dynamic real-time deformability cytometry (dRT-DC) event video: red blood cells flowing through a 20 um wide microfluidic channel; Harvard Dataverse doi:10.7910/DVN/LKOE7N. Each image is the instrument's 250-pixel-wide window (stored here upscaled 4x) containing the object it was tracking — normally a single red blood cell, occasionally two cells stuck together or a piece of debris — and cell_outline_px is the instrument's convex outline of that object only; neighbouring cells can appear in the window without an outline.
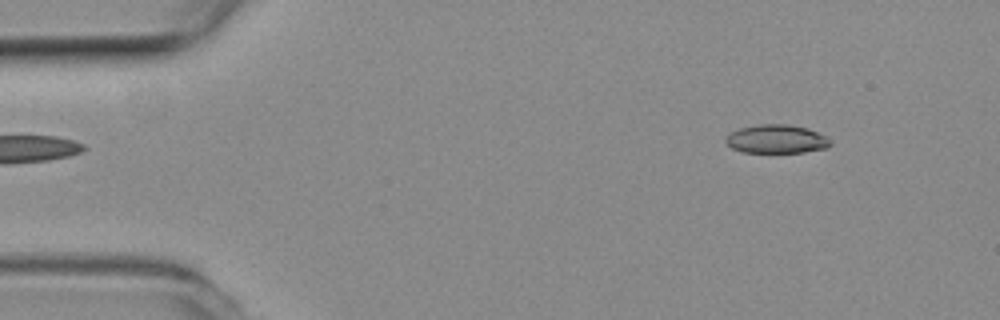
{"species": "common noctule bat (a hibernating species)", "species_latin": "Nyctalus noctula", "temperature_condition": "room temperature", "stored_images_in_passage": 48, "camera_frame_rate_fps": 3000, "um_per_image_px": 0.085, "animal": {"sex": "female", "body_mass_g": 19.3, "forearm_length_mm": 54.1}, "frame": {"image": 1, "passage_image": 1, "time_ms": 0.0, "image_size_px": [1000, 320], "cell_outline_px": [[832, 144], [828, 148], [804, 152], [744, 152], [732, 148], [724, 140], [724, 136], [740, 128], [760, 124], [784, 124], [808, 128], [824, 136]], "centroid_in_image_um": [65.98, 11.82], "position_along_channel_um": 19.0, "area_um2": 17.28}}
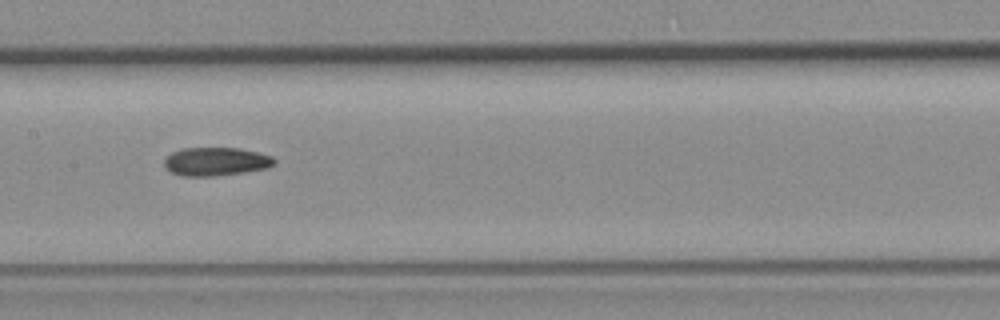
{"frame": {"image": 2, "passage_image": 21, "time_ms": 6.667, "image_size_px": [1000, 320], "cell_outline_px": [[276, 164], [268, 168], [244, 172], [216, 176], [180, 176], [164, 168], [164, 160], [172, 152], [184, 148], [236, 148], [256, 152], [272, 156], [276, 160]], "centroid_in_image_um": [18.35, 13.74], "position_along_channel_um": 189.0, "area_um2": 18.26}}
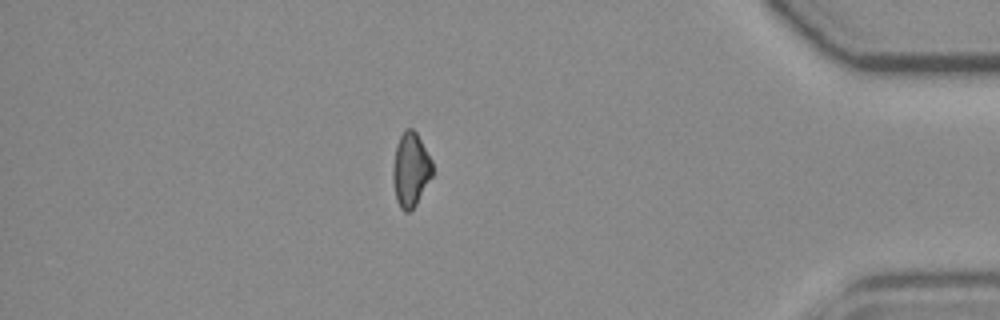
{"frame": {"image": 3, "passage_image": 41, "time_ms": 13.333, "image_size_px": [1000, 320], "cell_outline_px": [[432, 176], [416, 204], [408, 212], [404, 212], [400, 208], [396, 200], [392, 180], [392, 168], [396, 144], [404, 128], [412, 128], [416, 132], [432, 160]], "centroid_in_image_um": [34.88, 14.41], "position_along_channel_um": 400.3, "area_um2": 17.17}, "authors_computed_cell_mechanics": {"area_um2": 17.9469, "velocity_mm_per_s": 3.8281, "shape_relaxation_time_tau1_ms": null, "shape_relaxation_time_tau2_ms": 4.0008, "deformation_change_tau1": null, "deformation_change_tau2": 0.0975}}